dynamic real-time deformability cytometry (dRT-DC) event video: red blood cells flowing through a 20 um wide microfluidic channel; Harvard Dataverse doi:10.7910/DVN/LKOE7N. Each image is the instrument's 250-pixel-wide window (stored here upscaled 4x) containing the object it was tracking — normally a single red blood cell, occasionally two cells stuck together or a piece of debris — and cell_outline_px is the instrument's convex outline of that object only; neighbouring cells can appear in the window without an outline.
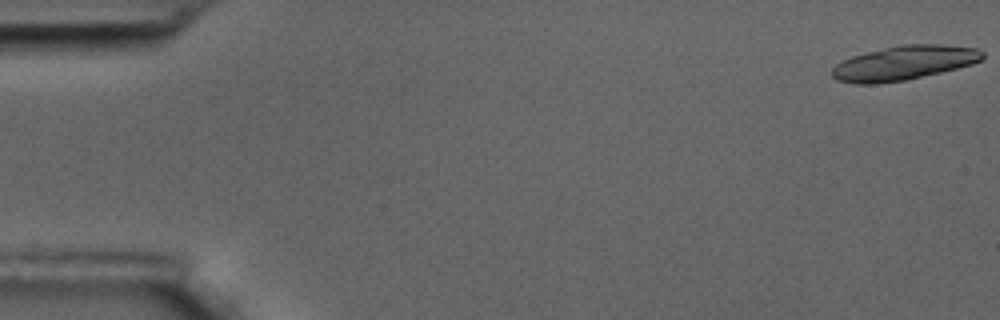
{"species": "common noctule bat (a hibernating species)", "species_latin": "Nyctalus noctula", "temperature_condition": "room temperature", "stored_images_in_passage": 21, "camera_frame_rate_fps": 3000, "um_per_image_px": 0.085, "animal": {"sex": "male", "body_mass_g": 17.5, "forearm_length_mm": 52.3}, "frame": {"image": 1, "passage_image": 1, "time_ms": 0.0, "image_size_px": [1000, 320], "cell_outline_px": [[984, 56], [980, 60], [972, 64], [940, 72], [904, 80], [876, 84], [856, 84], [836, 80], [832, 76], [832, 68], [836, 64], [852, 56], [884, 48], [904, 44], [940, 44], [976, 48], [984, 52]], "centroid_in_image_um": [76.82, 5.35], "position_along_channel_um": 8.2, "area_um2": 29.77}}